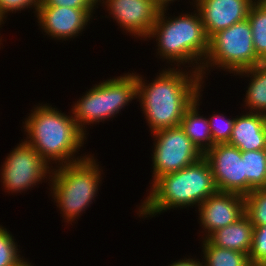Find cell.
I'll list each match as a JSON object with an SVG mask.
<instances>
[{"label":"cell","instance_id":"cell-30","mask_svg":"<svg viewBox=\"0 0 266 266\" xmlns=\"http://www.w3.org/2000/svg\"><path fill=\"white\" fill-rule=\"evenodd\" d=\"M5 18L0 14V28L2 27L1 25L4 23V20ZM1 40H2V38L0 39V45L2 44L1 43Z\"/></svg>","mask_w":266,"mask_h":266},{"label":"cell","instance_id":"cell-21","mask_svg":"<svg viewBox=\"0 0 266 266\" xmlns=\"http://www.w3.org/2000/svg\"><path fill=\"white\" fill-rule=\"evenodd\" d=\"M247 19L252 29L255 53L266 63V4L254 2Z\"/></svg>","mask_w":266,"mask_h":266},{"label":"cell","instance_id":"cell-1","mask_svg":"<svg viewBox=\"0 0 266 266\" xmlns=\"http://www.w3.org/2000/svg\"><path fill=\"white\" fill-rule=\"evenodd\" d=\"M183 71L169 66L161 70L151 83L136 74L137 100L151 133L180 126L184 113L203 91L204 81L200 73Z\"/></svg>","mask_w":266,"mask_h":266},{"label":"cell","instance_id":"cell-18","mask_svg":"<svg viewBox=\"0 0 266 266\" xmlns=\"http://www.w3.org/2000/svg\"><path fill=\"white\" fill-rule=\"evenodd\" d=\"M238 76L250 77L247 86L244 106L249 112L266 115V63L258 64L235 73Z\"/></svg>","mask_w":266,"mask_h":266},{"label":"cell","instance_id":"cell-11","mask_svg":"<svg viewBox=\"0 0 266 266\" xmlns=\"http://www.w3.org/2000/svg\"><path fill=\"white\" fill-rule=\"evenodd\" d=\"M105 4L109 15L121 29L145 40L156 22L160 9L153 0H98ZM128 31V32H127Z\"/></svg>","mask_w":266,"mask_h":266},{"label":"cell","instance_id":"cell-10","mask_svg":"<svg viewBox=\"0 0 266 266\" xmlns=\"http://www.w3.org/2000/svg\"><path fill=\"white\" fill-rule=\"evenodd\" d=\"M204 157L210 163L218 191L246 196L242 151L228 143L214 145Z\"/></svg>","mask_w":266,"mask_h":266},{"label":"cell","instance_id":"cell-28","mask_svg":"<svg viewBox=\"0 0 266 266\" xmlns=\"http://www.w3.org/2000/svg\"><path fill=\"white\" fill-rule=\"evenodd\" d=\"M198 260L199 259L185 257L184 259L177 260V262L175 261L168 266H204L203 262L198 261Z\"/></svg>","mask_w":266,"mask_h":266},{"label":"cell","instance_id":"cell-14","mask_svg":"<svg viewBox=\"0 0 266 266\" xmlns=\"http://www.w3.org/2000/svg\"><path fill=\"white\" fill-rule=\"evenodd\" d=\"M254 0H195L205 32L210 39L217 32L244 21Z\"/></svg>","mask_w":266,"mask_h":266},{"label":"cell","instance_id":"cell-8","mask_svg":"<svg viewBox=\"0 0 266 266\" xmlns=\"http://www.w3.org/2000/svg\"><path fill=\"white\" fill-rule=\"evenodd\" d=\"M153 134L152 181L160 176L174 173L196 161L204 155L180 127L158 130Z\"/></svg>","mask_w":266,"mask_h":266},{"label":"cell","instance_id":"cell-25","mask_svg":"<svg viewBox=\"0 0 266 266\" xmlns=\"http://www.w3.org/2000/svg\"><path fill=\"white\" fill-rule=\"evenodd\" d=\"M249 260L253 266L266 265V225L254 226Z\"/></svg>","mask_w":266,"mask_h":266},{"label":"cell","instance_id":"cell-24","mask_svg":"<svg viewBox=\"0 0 266 266\" xmlns=\"http://www.w3.org/2000/svg\"><path fill=\"white\" fill-rule=\"evenodd\" d=\"M208 122L213 146L216 144L228 143L231 138L235 118H226L225 115L216 113L208 118Z\"/></svg>","mask_w":266,"mask_h":266},{"label":"cell","instance_id":"cell-31","mask_svg":"<svg viewBox=\"0 0 266 266\" xmlns=\"http://www.w3.org/2000/svg\"><path fill=\"white\" fill-rule=\"evenodd\" d=\"M256 3L266 4V0H254Z\"/></svg>","mask_w":266,"mask_h":266},{"label":"cell","instance_id":"cell-26","mask_svg":"<svg viewBox=\"0 0 266 266\" xmlns=\"http://www.w3.org/2000/svg\"><path fill=\"white\" fill-rule=\"evenodd\" d=\"M39 7L40 0H0V14L5 18V20L8 13H15L17 11L24 10L25 8H34V13H36L34 16L36 17Z\"/></svg>","mask_w":266,"mask_h":266},{"label":"cell","instance_id":"cell-2","mask_svg":"<svg viewBox=\"0 0 266 266\" xmlns=\"http://www.w3.org/2000/svg\"><path fill=\"white\" fill-rule=\"evenodd\" d=\"M31 111L23 122L24 132L27 133L24 140L52 168V162L57 167L80 162L89 156L76 157L87 137L78 128L72 115H66L49 104H39Z\"/></svg>","mask_w":266,"mask_h":266},{"label":"cell","instance_id":"cell-7","mask_svg":"<svg viewBox=\"0 0 266 266\" xmlns=\"http://www.w3.org/2000/svg\"><path fill=\"white\" fill-rule=\"evenodd\" d=\"M263 63L255 53L252 29L248 19L221 30L209 39V51L202 64L201 78L213 67L229 73L254 67ZM215 66V67H214ZM206 74V75H205Z\"/></svg>","mask_w":266,"mask_h":266},{"label":"cell","instance_id":"cell-32","mask_svg":"<svg viewBox=\"0 0 266 266\" xmlns=\"http://www.w3.org/2000/svg\"><path fill=\"white\" fill-rule=\"evenodd\" d=\"M23 266H33V265H31V263L29 262H26Z\"/></svg>","mask_w":266,"mask_h":266},{"label":"cell","instance_id":"cell-27","mask_svg":"<svg viewBox=\"0 0 266 266\" xmlns=\"http://www.w3.org/2000/svg\"><path fill=\"white\" fill-rule=\"evenodd\" d=\"M100 5L98 0H40V6L70 7L76 9H94Z\"/></svg>","mask_w":266,"mask_h":266},{"label":"cell","instance_id":"cell-6","mask_svg":"<svg viewBox=\"0 0 266 266\" xmlns=\"http://www.w3.org/2000/svg\"><path fill=\"white\" fill-rule=\"evenodd\" d=\"M134 99H137L136 72H128L95 84L74 103L71 113L78 128L87 136V125L112 119Z\"/></svg>","mask_w":266,"mask_h":266},{"label":"cell","instance_id":"cell-3","mask_svg":"<svg viewBox=\"0 0 266 266\" xmlns=\"http://www.w3.org/2000/svg\"><path fill=\"white\" fill-rule=\"evenodd\" d=\"M151 185L149 195L137 210V215L144 219L170 209L198 208L218 191L210 163L204 156L186 168L158 177Z\"/></svg>","mask_w":266,"mask_h":266},{"label":"cell","instance_id":"cell-12","mask_svg":"<svg viewBox=\"0 0 266 266\" xmlns=\"http://www.w3.org/2000/svg\"><path fill=\"white\" fill-rule=\"evenodd\" d=\"M203 239H207L216 230L235 223L245 213L244 196L217 191L198 206Z\"/></svg>","mask_w":266,"mask_h":266},{"label":"cell","instance_id":"cell-20","mask_svg":"<svg viewBox=\"0 0 266 266\" xmlns=\"http://www.w3.org/2000/svg\"><path fill=\"white\" fill-rule=\"evenodd\" d=\"M246 175V195L256 189H266V149L242 151Z\"/></svg>","mask_w":266,"mask_h":266},{"label":"cell","instance_id":"cell-9","mask_svg":"<svg viewBox=\"0 0 266 266\" xmlns=\"http://www.w3.org/2000/svg\"><path fill=\"white\" fill-rule=\"evenodd\" d=\"M21 142L6 156L1 165V183L8 193H21L32 189L45 178L50 181L52 167L30 144L25 140Z\"/></svg>","mask_w":266,"mask_h":266},{"label":"cell","instance_id":"cell-23","mask_svg":"<svg viewBox=\"0 0 266 266\" xmlns=\"http://www.w3.org/2000/svg\"><path fill=\"white\" fill-rule=\"evenodd\" d=\"M0 225V266H23L26 262L21 258L18 245L12 233Z\"/></svg>","mask_w":266,"mask_h":266},{"label":"cell","instance_id":"cell-4","mask_svg":"<svg viewBox=\"0 0 266 266\" xmlns=\"http://www.w3.org/2000/svg\"><path fill=\"white\" fill-rule=\"evenodd\" d=\"M166 10L159 11L146 40L156 39L157 54L159 58L167 59V64L174 63L173 67L181 68L188 63L191 71L200 73L209 51V38L198 10L178 17L166 16Z\"/></svg>","mask_w":266,"mask_h":266},{"label":"cell","instance_id":"cell-29","mask_svg":"<svg viewBox=\"0 0 266 266\" xmlns=\"http://www.w3.org/2000/svg\"><path fill=\"white\" fill-rule=\"evenodd\" d=\"M193 1L195 3V0H193ZM153 2L161 10V9H169L168 4L174 2V0H153Z\"/></svg>","mask_w":266,"mask_h":266},{"label":"cell","instance_id":"cell-13","mask_svg":"<svg viewBox=\"0 0 266 266\" xmlns=\"http://www.w3.org/2000/svg\"><path fill=\"white\" fill-rule=\"evenodd\" d=\"M93 12L92 9L40 6L36 17L45 35L65 41L80 35L93 18Z\"/></svg>","mask_w":266,"mask_h":266},{"label":"cell","instance_id":"cell-19","mask_svg":"<svg viewBox=\"0 0 266 266\" xmlns=\"http://www.w3.org/2000/svg\"><path fill=\"white\" fill-rule=\"evenodd\" d=\"M202 240L204 266H253L247 253L220 248L213 245L208 239Z\"/></svg>","mask_w":266,"mask_h":266},{"label":"cell","instance_id":"cell-17","mask_svg":"<svg viewBox=\"0 0 266 266\" xmlns=\"http://www.w3.org/2000/svg\"><path fill=\"white\" fill-rule=\"evenodd\" d=\"M201 96L200 92L194 103L186 110L181 120L180 127L199 151L205 155L213 147V140L208 118L198 113Z\"/></svg>","mask_w":266,"mask_h":266},{"label":"cell","instance_id":"cell-15","mask_svg":"<svg viewBox=\"0 0 266 266\" xmlns=\"http://www.w3.org/2000/svg\"><path fill=\"white\" fill-rule=\"evenodd\" d=\"M228 144L244 152L266 149V115L255 112L237 115Z\"/></svg>","mask_w":266,"mask_h":266},{"label":"cell","instance_id":"cell-5","mask_svg":"<svg viewBox=\"0 0 266 266\" xmlns=\"http://www.w3.org/2000/svg\"><path fill=\"white\" fill-rule=\"evenodd\" d=\"M55 168L48 182L50 191L64 222L70 224L95 200L103 170L91 154L80 162Z\"/></svg>","mask_w":266,"mask_h":266},{"label":"cell","instance_id":"cell-22","mask_svg":"<svg viewBox=\"0 0 266 266\" xmlns=\"http://www.w3.org/2000/svg\"><path fill=\"white\" fill-rule=\"evenodd\" d=\"M245 215L254 226L266 225V189H256L244 196Z\"/></svg>","mask_w":266,"mask_h":266},{"label":"cell","instance_id":"cell-16","mask_svg":"<svg viewBox=\"0 0 266 266\" xmlns=\"http://www.w3.org/2000/svg\"><path fill=\"white\" fill-rule=\"evenodd\" d=\"M254 225L244 214L235 223L213 232L207 239L215 246L249 255L252 247Z\"/></svg>","mask_w":266,"mask_h":266}]
</instances>
